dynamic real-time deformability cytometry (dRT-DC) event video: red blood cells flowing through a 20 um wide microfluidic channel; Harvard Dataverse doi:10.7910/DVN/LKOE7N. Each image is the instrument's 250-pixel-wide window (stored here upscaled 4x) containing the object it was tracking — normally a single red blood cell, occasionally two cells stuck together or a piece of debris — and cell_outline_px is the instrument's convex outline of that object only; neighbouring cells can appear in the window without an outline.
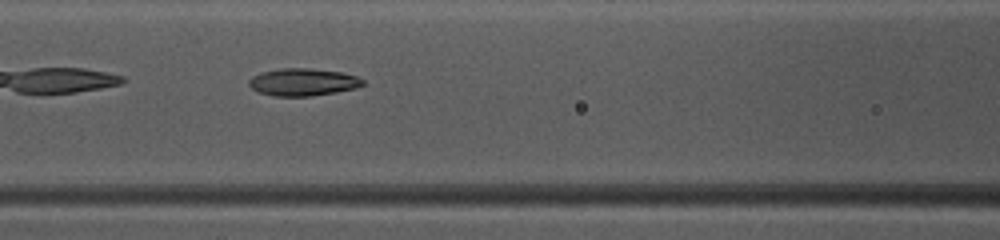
{"species": "common noctule bat (a hibernating species)", "species_latin": "Nyctalus noctula", "temperature_condition": "warm", "stored_images_in_passage": 34, "camera_frame_rate_fps": 3000, "um_per_image_px": 0.085, "animal": {"sex": "female", "body_mass_g": 10.0, "forearm_length_mm": 53.1}, "frame": {"image": 1, "passage_image": 7, "time_ms": 2.0, "image_size_px": [1000, 240], "cell_outline_px": [[364, 84], [356, 88], [336, 92], [312, 96], [276, 96], [260, 92], [252, 88], [248, 84], [248, 80], [252, 76], [264, 72], [280, 68], [308, 68], [340, 72], [356, 76], [364, 80]], "centroid_in_image_um": [25.76, 6.98], "position_along_channel_um": 140.8, "area_um2": 18.03}}
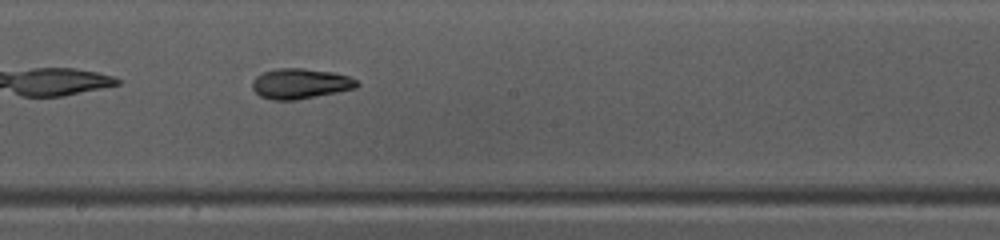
{"frame": {"image": 2, "passage_image": 13, "time_ms": 4.0, "image_size_px": [1000, 240], "cell_outline_px": [[360, 84], [356, 88], [296, 100], [272, 100], [260, 96], [252, 88], [252, 80], [256, 76], [264, 72], [276, 68], [304, 68], [332, 72], [348, 76], [356, 80]], "centroid_in_image_um": [25.51, 7.1], "position_along_channel_um": 222.7, "area_um2": 18.44}}
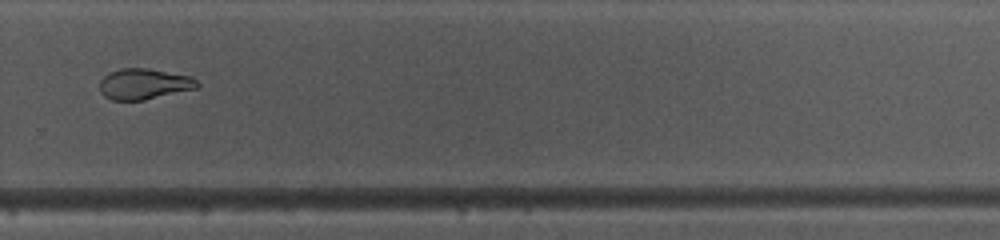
{"frame": {"image": 3, "passage_image": 20, "time_ms": 6.333, "image_size_px": [1000, 240], "cell_outline_px": [[200, 84], [196, 88], [144, 100], [112, 100], [104, 96], [100, 92], [100, 80], [104, 76], [120, 68], [148, 68], [192, 76]], "centroid_in_image_um": [12.24, 7.13], "position_along_channel_um": 317.6, "area_um2": 17.46}, "authors_computed_cell_mechanics": {"area_um2": 18.5827, "velocity_mm_per_s": 4.0817, "shape_relaxation_time_tau1_ms": 6.4631, "shape_relaxation_time_tau2_ms": 2.9021, "deformation_change_tau1": 0.1883, "deformation_change_tau2": 0.0955}}